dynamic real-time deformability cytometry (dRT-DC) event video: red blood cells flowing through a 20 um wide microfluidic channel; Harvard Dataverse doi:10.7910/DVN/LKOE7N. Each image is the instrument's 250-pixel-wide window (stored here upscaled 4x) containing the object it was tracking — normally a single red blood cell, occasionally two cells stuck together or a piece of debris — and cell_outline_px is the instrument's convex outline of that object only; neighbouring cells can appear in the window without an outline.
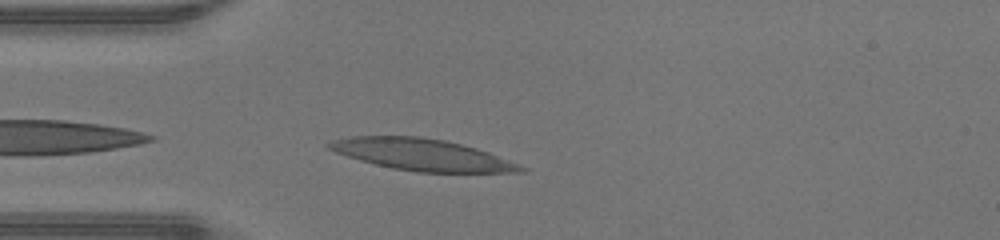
{"species": "human", "species_latin": "Homo sapiens", "temperature_condition": "warm", "stored_images_in_passage": 28, "camera_frame_rate_fps": 3000, "um_per_image_px": 0.085, "donor": {"sex": "male"}, "frame": {"image": 1, "passage_image": 1, "time_ms": 0.0, "image_size_px": [1000, 240], "cell_outline_px": [[528, 168], [524, 172], [416, 172], [392, 168], [360, 160], [336, 152], [328, 148], [324, 144], [332, 140], [352, 136], [420, 136], [444, 140], [476, 148], [488, 152]], "centroid_in_image_um": [35.85, 13.14], "position_along_channel_um": 49.2, "area_um2": 35.03}}
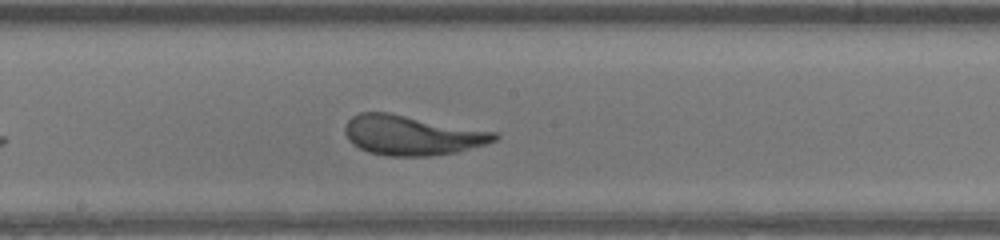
{"frame": {"image": 2, "passage_image": 13, "time_ms": 4.0, "image_size_px": [1000, 240], "cell_outline_px": [[500, 136], [496, 140], [484, 144], [456, 152], [428, 156], [388, 156], [368, 152], [352, 144], [348, 140], [344, 132], [344, 128], [348, 120], [352, 116], [360, 112], [388, 112], [496, 132]], "centroid_in_image_um": [34.97, 11.49], "position_along_channel_um": 213.2, "area_um2": 34.56}}
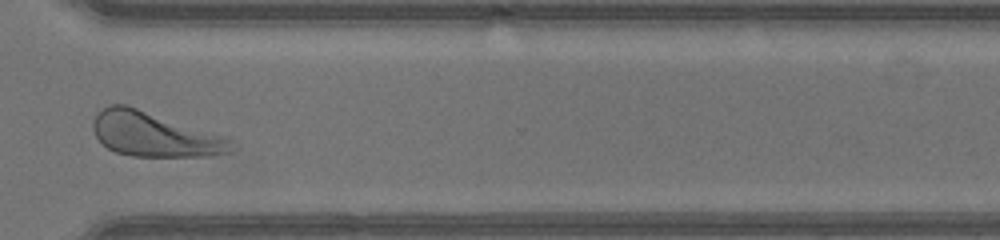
{"frame": {"image": 3, "passage_image": 23, "time_ms": 7.333, "image_size_px": [1000, 240], "cell_outline_px": [[240, 144], [236, 148], [228, 152], [212, 156], [132, 156], [116, 152], [108, 148], [96, 136], [92, 128], [92, 120], [108, 104], [128, 104], [232, 136], [240, 140]], "centroid_in_image_um": [13.31, 11.4], "position_along_channel_um": 357.3, "area_um2": 37.34}}